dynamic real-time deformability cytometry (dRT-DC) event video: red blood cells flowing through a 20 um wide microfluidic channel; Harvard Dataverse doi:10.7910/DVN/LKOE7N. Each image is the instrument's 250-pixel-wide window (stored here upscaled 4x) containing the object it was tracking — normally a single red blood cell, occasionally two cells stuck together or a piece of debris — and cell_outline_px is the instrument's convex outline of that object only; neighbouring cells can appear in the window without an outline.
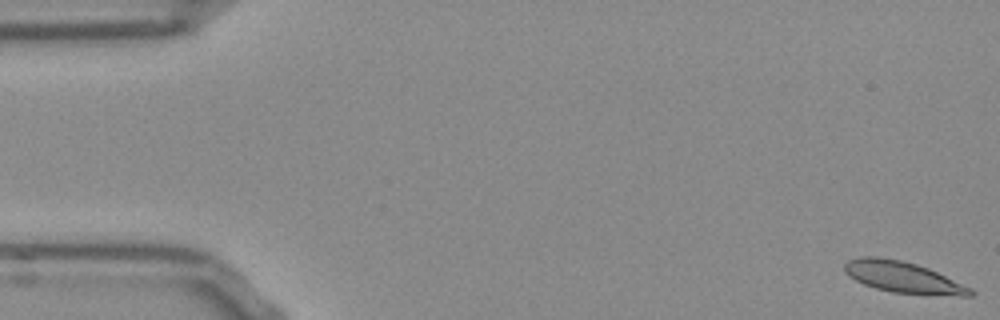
{"species": "Egyptian fruit bat (a non-hibernating species)", "species_latin": "Rousettus aegyptiacus", "temperature_condition": "room temperature", "stored_images_in_passage": 53, "camera_frame_rate_fps": 3000, "um_per_image_px": 0.085, "frame": {"image": 1, "passage_image": 1, "time_ms": 0.0, "image_size_px": [1000, 320], "cell_outline_px": [[976, 292], [972, 296], [928, 296], [892, 292], [876, 288], [864, 284], [848, 276], [844, 272], [844, 264], [848, 260], [860, 256], [876, 256], [900, 260], [916, 264], [928, 268], [972, 288]], "centroid_in_image_um": [76.79, 23.59], "position_along_channel_um": 8.2, "area_um2": 23.29}}
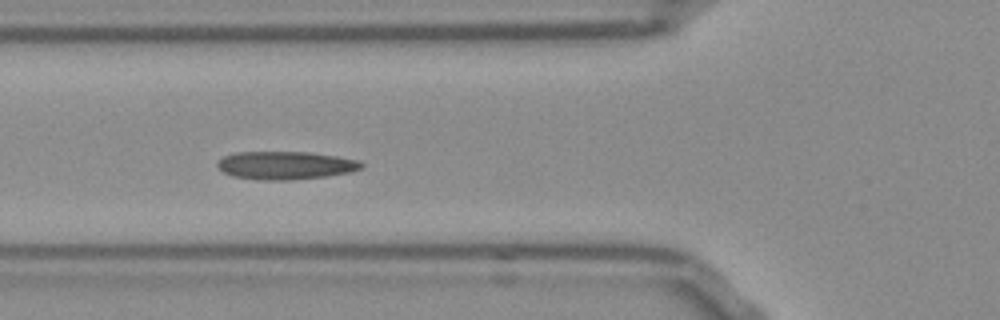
{"frame": {"image": 2, "passage_image": 19, "time_ms": 6.0, "image_size_px": [1000, 320], "cell_outline_px": [[364, 168], [352, 172], [328, 176], [288, 180], [260, 180], [232, 176], [224, 172], [216, 164], [224, 156], [236, 152], [308, 152], [336, 156], [360, 160], [364, 164]], "centroid_in_image_um": [24.32, 14.06], "position_along_channel_um": 101.5, "area_um2": 23.64}}
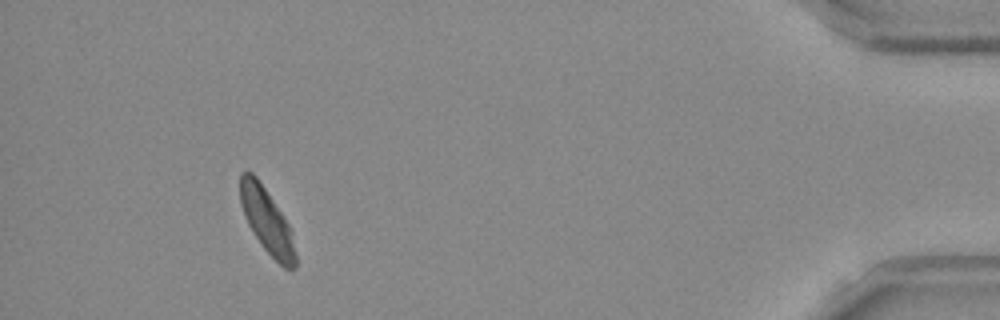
{"frame": {"image": 3, "passage_image": 49, "time_ms": 16.0, "image_size_px": [1000, 320], "cell_outline_px": [[296, 268], [284, 268], [264, 248], [248, 224], [244, 216], [240, 204], [240, 172], [252, 172], [256, 176], [284, 216], [292, 232], [296, 256]], "centroid_in_image_um": [22.68, 18.76], "position_along_channel_um": 412.5, "area_um2": 20.63}, "authors_computed_cell_mechanics": {"area_um2": 22.4264, "velocity_mm_per_s": 3.7946, "shape_relaxation_time_tau1_ms": 3.951, "shape_relaxation_time_tau2_ms": 1.5064, "deformation_change_tau1": 0.1466, "deformation_change_tau2": 0.083}}